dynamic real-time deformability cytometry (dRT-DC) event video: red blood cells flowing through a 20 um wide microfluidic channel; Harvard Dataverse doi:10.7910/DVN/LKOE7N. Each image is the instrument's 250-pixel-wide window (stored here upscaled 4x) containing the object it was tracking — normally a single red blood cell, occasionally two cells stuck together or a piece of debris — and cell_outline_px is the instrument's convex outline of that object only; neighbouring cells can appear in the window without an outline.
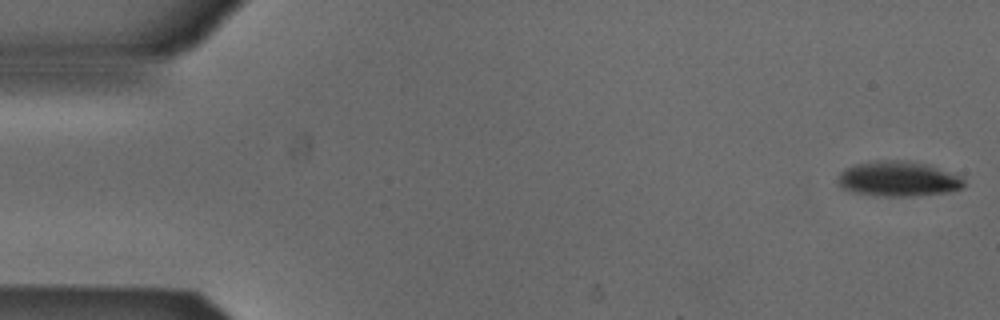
{"species": "Egyptian fruit bat (a non-hibernating species)", "species_latin": "Rousettus aegyptiacus", "temperature_condition": "cold", "stored_images_in_passage": 9, "camera_frame_rate_fps": 3000, "um_per_image_px": 0.085, "animal": {"sex": "male"}, "frame": {"image": 1, "passage_image": 1, "time_ms": 0.0, "image_size_px": [1000, 320], "cell_outline_px": [[964, 184], [960, 188], [948, 192], [912, 196], [876, 196], [852, 192], [840, 188], [836, 184], [840, 172], [844, 168], [856, 164], [892, 160], [896, 160], [928, 164], [956, 176], [964, 180]], "centroid_in_image_um": [76.25, 15.23], "position_along_channel_um": 8.7, "area_um2": 25.43}}